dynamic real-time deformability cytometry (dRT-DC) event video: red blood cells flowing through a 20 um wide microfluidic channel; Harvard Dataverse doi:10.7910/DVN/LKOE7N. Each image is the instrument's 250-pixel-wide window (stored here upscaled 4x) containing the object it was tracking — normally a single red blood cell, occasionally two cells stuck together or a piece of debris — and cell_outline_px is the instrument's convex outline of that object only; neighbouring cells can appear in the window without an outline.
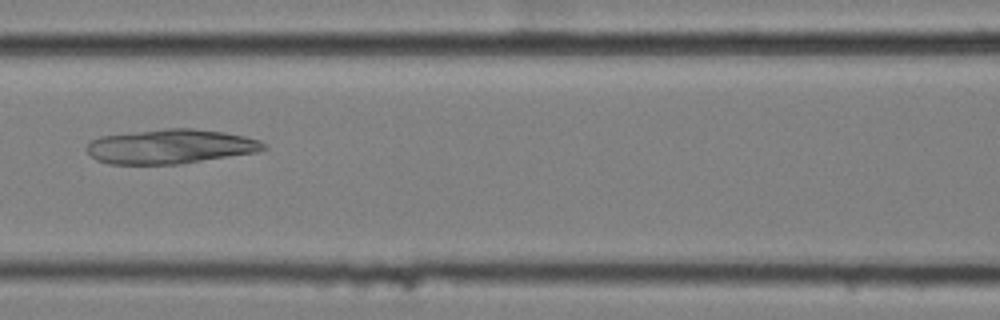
{"species": "common noctule bat (a hibernating species)", "species_latin": "Nyctalus noctula", "temperature_condition": "cold", "stored_images_in_passage": 14, "camera_frame_rate_fps": 3000, "um_per_image_px": 0.085, "animal": {"sex": "female", "body_mass_g": 25.1}, "frame": {"image": 1, "passage_image": 7, "time_ms": 2.0, "image_size_px": [1000, 320], "cell_outline_px": [[268, 148], [256, 152], [180, 164], [108, 164], [96, 160], [84, 148], [92, 140], [100, 136], [164, 128], [192, 128], [224, 132], [244, 136], [260, 140], [268, 144]], "centroid_in_image_um": [14.49, 12.45], "position_along_channel_um": 152.1, "area_um2": 35.66}}
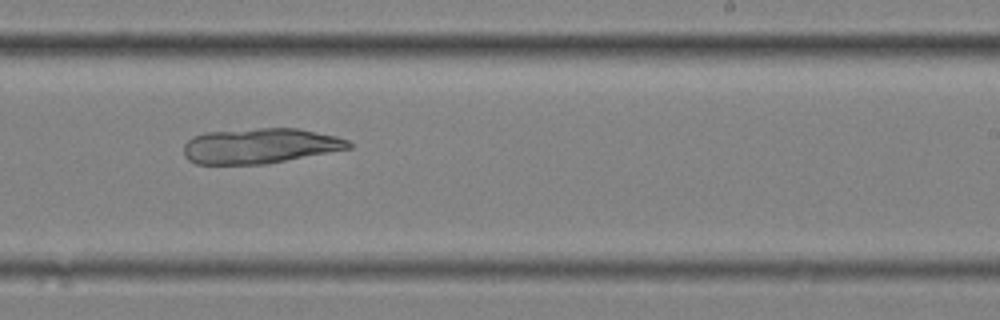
{"frame": {"image": 2, "passage_image": 10, "time_ms": 3.0, "image_size_px": [1000, 320], "cell_outline_px": [[352, 148], [264, 164], [196, 164], [188, 160], [184, 156], [184, 144], [188, 140], [204, 132], [256, 128], [300, 128], [336, 136], [348, 140], [352, 144]], "centroid_in_image_um": [22.09, 12.39], "position_along_channel_um": 266.9, "area_um2": 33.93}}
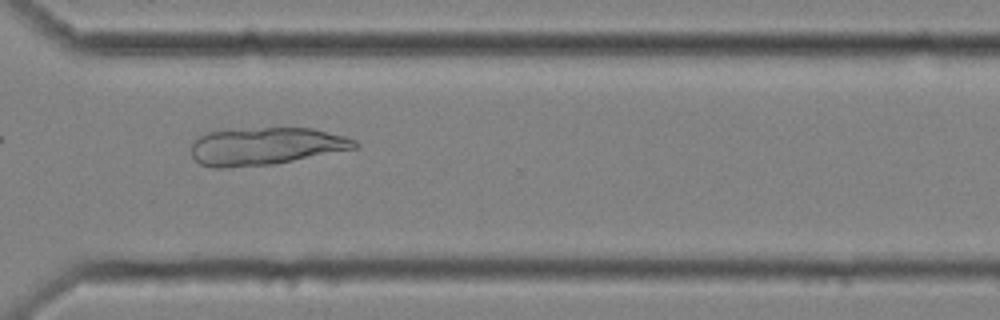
{"frame": {"image": 3, "passage_image": 12, "time_ms": 3.667, "image_size_px": [1000, 320], "cell_outline_px": [[360, 144], [356, 148], [272, 164], [228, 168], [212, 168], [200, 164], [192, 156], [192, 140], [208, 132], [260, 128], [312, 128], [344, 136], [356, 140]], "centroid_in_image_um": [22.56, 12.43], "position_along_channel_um": 348.0, "area_um2": 35.49}}